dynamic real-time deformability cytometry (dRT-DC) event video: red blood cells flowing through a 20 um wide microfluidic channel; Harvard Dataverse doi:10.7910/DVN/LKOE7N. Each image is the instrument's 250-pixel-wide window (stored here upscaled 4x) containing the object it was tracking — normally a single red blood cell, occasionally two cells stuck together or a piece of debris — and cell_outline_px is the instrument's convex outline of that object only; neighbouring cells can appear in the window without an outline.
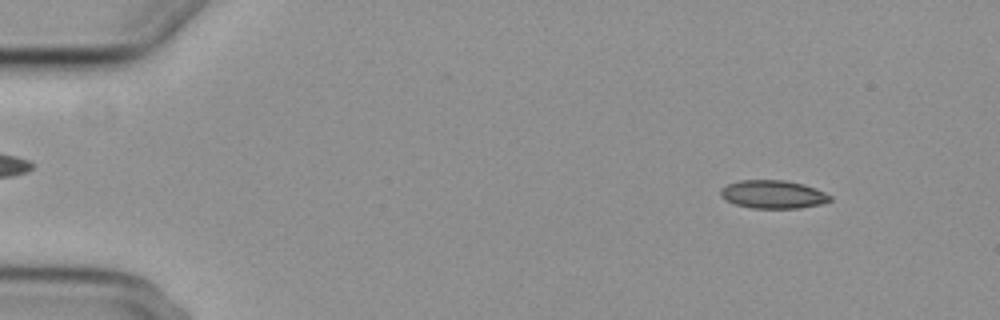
{"species": "common noctule bat (a hibernating species)", "species_latin": "Nyctalus noctula", "temperature_condition": "cold", "stored_images_in_passage": 4, "camera_frame_rate_fps": 3000, "um_per_image_px": 0.085, "animal": {"sex": "female", "body_mass_g": 29.2, "forearm_length_mm": 56.3}, "frame": {"image": 1, "passage_image": 1, "time_ms": 0.0, "image_size_px": [1000, 320], "cell_outline_px": [[832, 200], [820, 204], [800, 208], [752, 208], [736, 204], [724, 200], [720, 196], [720, 188], [728, 184], [740, 180], [784, 180], [804, 184], [816, 188], [832, 196]], "centroid_in_image_um": [65.7, 16.52], "position_along_channel_um": 19.3, "area_um2": 18.09}}
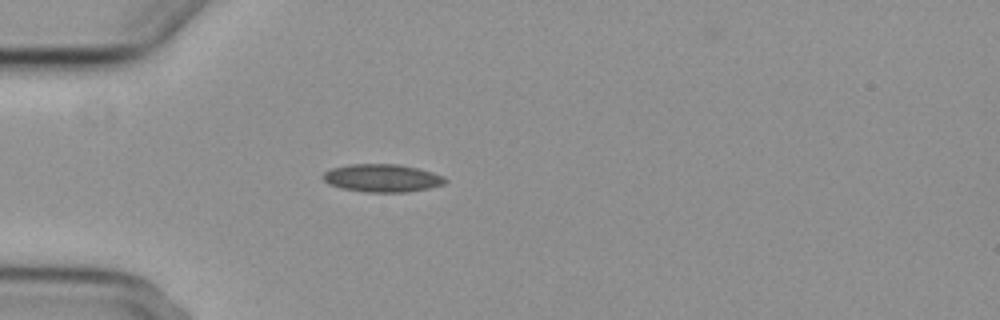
{"frame": {"image": 2, "passage_image": 4, "time_ms": 3.333, "image_size_px": [1000, 320], "cell_outline_px": [[448, 180], [444, 184], [428, 188], [408, 192], [364, 192], [340, 188], [328, 184], [320, 176], [324, 172], [332, 168], [348, 164], [400, 164], [432, 172], [444, 176]], "centroid_in_image_um": [32.46, 15.13], "position_along_channel_um": 52.5, "area_um2": 20.0}}